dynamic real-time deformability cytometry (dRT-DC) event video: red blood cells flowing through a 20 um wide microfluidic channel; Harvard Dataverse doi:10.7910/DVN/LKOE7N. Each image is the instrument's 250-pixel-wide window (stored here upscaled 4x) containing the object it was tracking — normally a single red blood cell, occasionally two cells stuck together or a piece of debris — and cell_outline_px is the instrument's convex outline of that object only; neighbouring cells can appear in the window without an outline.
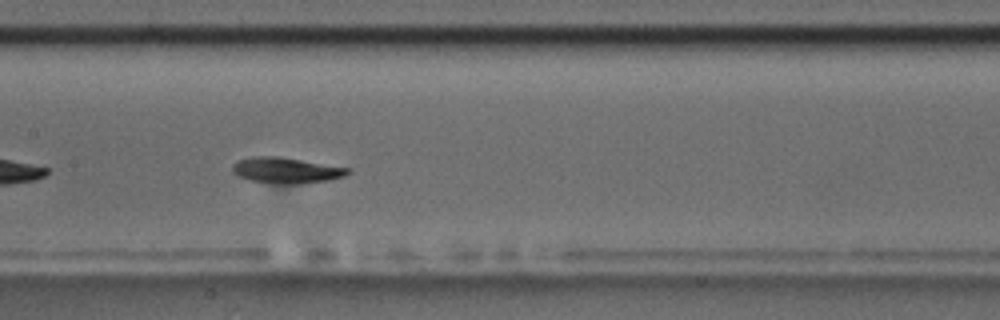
{"species": "common noctule bat (a hibernating species)", "species_latin": "Nyctalus noctula", "temperature_condition": "room temperature", "stored_images_in_passage": 10, "camera_frame_rate_fps": 3000, "um_per_image_px": 0.085, "animal": {"sex": "male", "body_mass_g": 17.5, "forearm_length_mm": 52.3}, "frame": {"image": 1, "passage_image": 7, "time_ms": 6.667, "image_size_px": [1000, 320], "cell_outline_px": [[352, 172], [344, 176], [328, 180], [300, 184], [276, 184], [248, 180], [236, 176], [232, 172], [232, 164], [236, 160], [252, 156], [276, 156], [352, 168]], "centroid_in_image_um": [24.29, 14.48], "position_along_channel_um": 183.1, "area_um2": 17.69}}
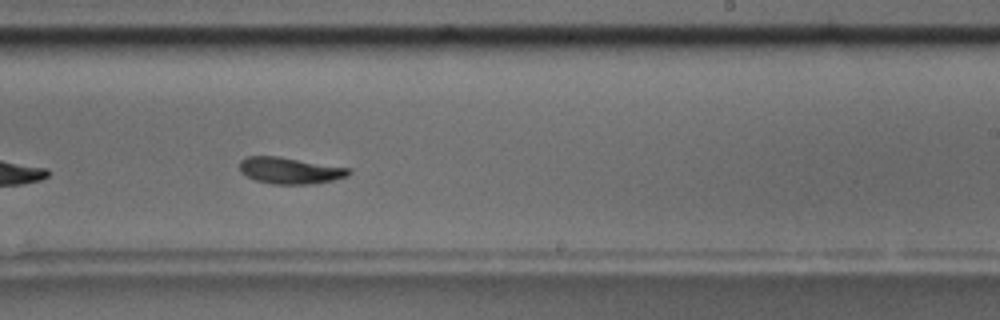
{"frame": {"image": 2, "passage_image": 9, "time_ms": 9.0, "image_size_px": [1000, 320], "cell_outline_px": [[352, 172], [348, 176], [332, 180], [312, 184], [272, 184], [256, 180], [240, 172], [240, 160], [244, 156], [280, 156], [352, 168]], "centroid_in_image_um": [24.67, 14.48], "position_along_channel_um": 264.3, "area_um2": 17.05}}